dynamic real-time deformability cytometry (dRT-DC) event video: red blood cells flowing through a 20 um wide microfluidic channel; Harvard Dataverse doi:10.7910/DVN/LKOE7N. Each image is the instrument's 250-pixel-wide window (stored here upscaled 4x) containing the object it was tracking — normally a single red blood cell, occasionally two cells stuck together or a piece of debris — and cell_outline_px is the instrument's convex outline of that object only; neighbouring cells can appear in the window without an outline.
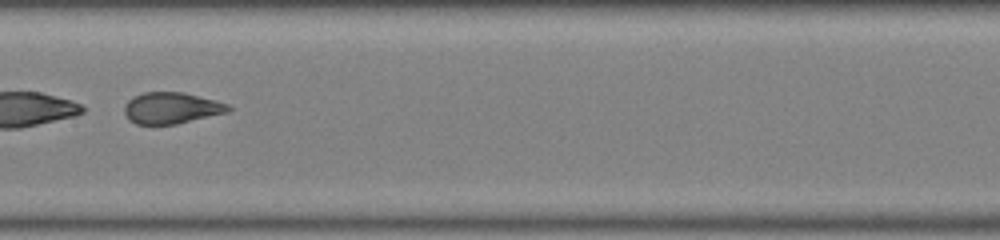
{"species": "common noctule bat (a hibernating species)", "species_latin": "Nyctalus noctula", "temperature_condition": "warm", "stored_images_in_passage": 36, "camera_frame_rate_fps": 3000, "um_per_image_px": 0.085, "animal": {"sex": "male", "body_mass_g": 19.0, "forearm_length_mm": 50.8}, "frame": {"image": 1, "passage_image": 16, "time_ms": 5.0, "image_size_px": [1000, 240], "cell_outline_px": [[232, 108], [228, 112], [176, 124], [136, 124], [128, 120], [124, 112], [124, 104], [128, 100], [144, 92], [184, 92], [216, 100], [228, 104]], "centroid_in_image_um": [14.57, 9.18], "position_along_channel_um": 192.8, "area_um2": 19.02}}